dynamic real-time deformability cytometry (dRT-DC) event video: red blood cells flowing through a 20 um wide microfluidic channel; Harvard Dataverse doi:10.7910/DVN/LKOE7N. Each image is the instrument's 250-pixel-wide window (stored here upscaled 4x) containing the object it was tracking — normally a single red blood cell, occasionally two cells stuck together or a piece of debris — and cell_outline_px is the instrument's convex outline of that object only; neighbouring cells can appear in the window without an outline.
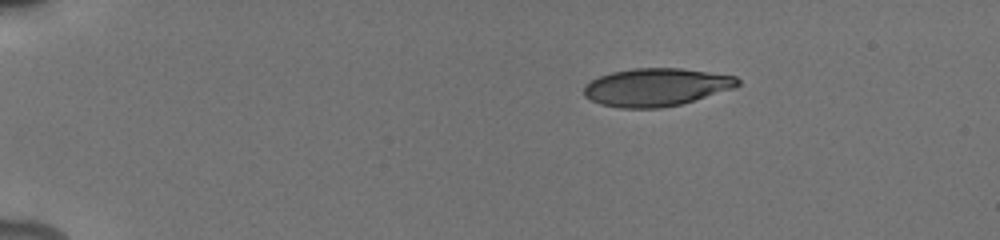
{"species": "human", "species_latin": "Homo sapiens", "temperature_condition": "cold", "stored_images_in_passage": 32, "camera_frame_rate_fps": 3000, "um_per_image_px": 0.085, "donor": {"sex": "male"}, "frame": {"image": 1, "passage_image": 1, "time_ms": 0.0, "image_size_px": [1000, 240], "cell_outline_px": [[740, 84], [732, 88], [680, 104], [660, 108], [620, 108], [600, 104], [584, 96], [584, 84], [600, 76], [612, 72], [632, 68], [680, 68], [736, 76], [740, 80]], "centroid_in_image_um": [55.74, 7.4], "position_along_channel_um": 29.3, "area_um2": 33.7}}
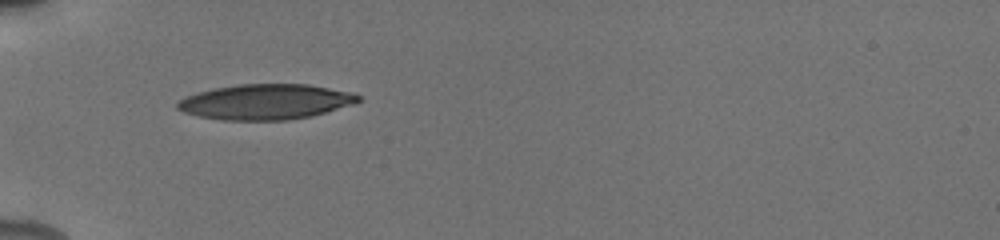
{"frame": {"image": 2, "passage_image": 21, "time_ms": 3.0, "image_size_px": [1000, 240], "cell_outline_px": [[360, 100], [352, 104], [312, 116], [284, 120], [224, 120], [200, 116], [184, 112], [176, 108], [176, 104], [184, 96], [196, 92], [212, 88], [240, 84], [308, 84], [352, 92], [360, 96]], "centroid_in_image_um": [22.55, 8.64], "position_along_channel_um": 62.5, "area_um2": 37.17}}
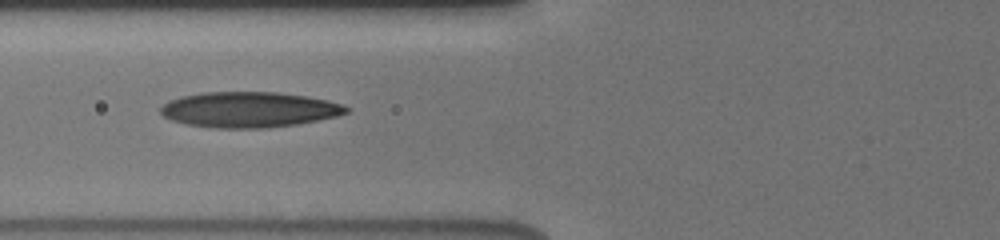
{"frame": {"image": 3, "passage_image": 31, "time_ms": 4.333, "image_size_px": [1000, 240], "cell_outline_px": [[348, 112], [336, 116], [296, 124], [264, 128], [216, 128], [188, 124], [172, 120], [164, 116], [160, 112], [160, 108], [168, 100], [180, 96], [200, 92], [276, 92], [304, 96], [328, 100], [340, 104], [348, 108]], "centroid_in_image_um": [21.12, 9.31], "position_along_channel_um": 104.7, "area_um2": 38.21}}